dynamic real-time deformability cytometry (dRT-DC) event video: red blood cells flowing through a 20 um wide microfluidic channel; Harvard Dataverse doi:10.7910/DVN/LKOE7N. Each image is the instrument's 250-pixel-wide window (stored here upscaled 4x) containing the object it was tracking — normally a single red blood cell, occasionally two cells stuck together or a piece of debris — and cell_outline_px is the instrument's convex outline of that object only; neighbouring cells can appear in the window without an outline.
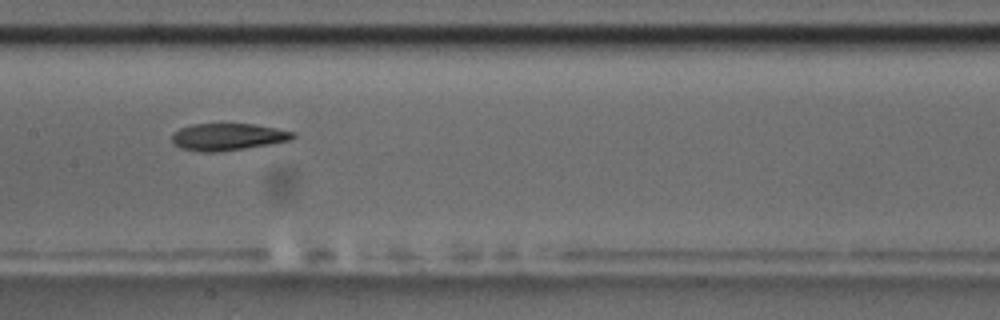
{"species": "common noctule bat (a hibernating species)", "species_latin": "Nyctalus noctula", "temperature_condition": "room temperature", "stored_images_in_passage": 14, "camera_frame_rate_fps": 3000, "um_per_image_px": 0.085, "animal": {"sex": "male", "body_mass_g": 17.5, "forearm_length_mm": 52.3}, "frame": {"image": 1, "passage_image": 7, "time_ms": 7.667, "image_size_px": [1000, 320], "cell_outline_px": [[296, 136], [292, 140], [244, 148], [216, 152], [200, 152], [180, 148], [172, 144], [172, 132], [180, 128], [192, 124], [252, 124], [276, 128], [296, 132]], "centroid_in_image_um": [19.33, 11.63], "position_along_channel_um": 188.1, "area_um2": 19.13}}
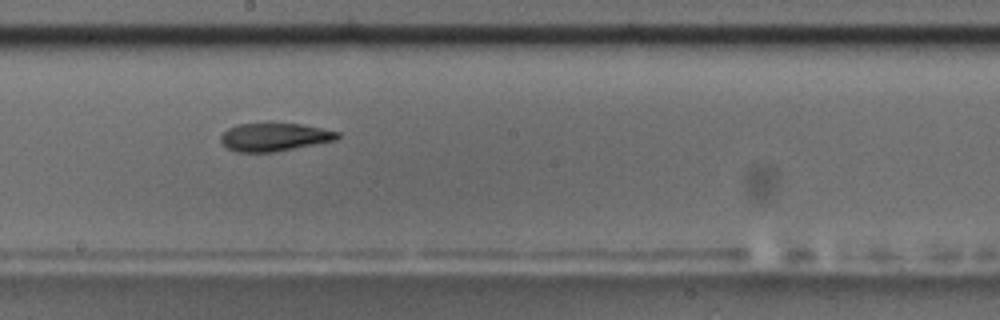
{"frame": {"image": 2, "passage_image": 8, "time_ms": 8.667, "image_size_px": [1000, 320], "cell_outline_px": [[340, 136], [336, 140], [272, 152], [236, 152], [228, 148], [220, 140], [220, 136], [228, 128], [240, 124], [272, 120], [300, 124], [340, 132]], "centroid_in_image_um": [23.3, 11.6], "position_along_channel_um": 224.9, "area_um2": 19.59}, "authors_computed_cell_mechanics": {"area_um2": 19.3052, "velocity_mm_per_s": 3.6993, "shape_relaxation_time_tau1_ms": 6.4257, "shape_relaxation_time_tau2_ms": 7.7671, "deformation_change_tau1": 0.1868, "deformation_change_tau2": 0.1916}}